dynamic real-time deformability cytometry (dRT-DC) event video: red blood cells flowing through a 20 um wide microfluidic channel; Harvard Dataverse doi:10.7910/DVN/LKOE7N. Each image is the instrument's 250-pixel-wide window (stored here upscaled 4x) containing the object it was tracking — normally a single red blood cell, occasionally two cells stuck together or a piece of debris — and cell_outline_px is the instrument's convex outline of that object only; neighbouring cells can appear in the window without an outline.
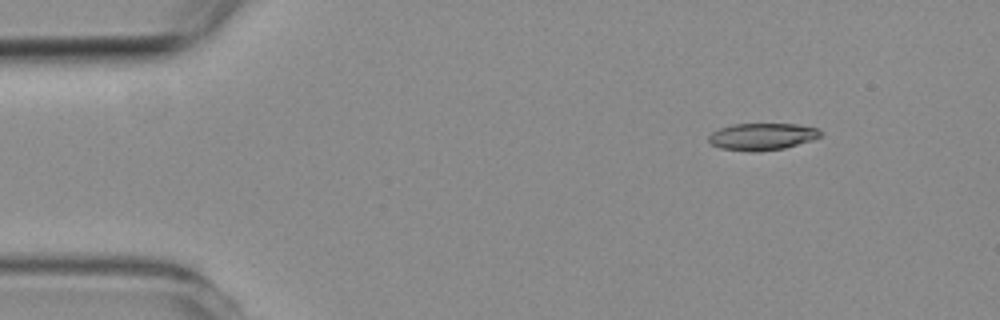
{"species": "common noctule bat (a hibernating species)", "species_latin": "Nyctalus noctula", "temperature_condition": "room temperature", "stored_images_in_passage": 5, "camera_frame_rate_fps": 3000, "um_per_image_px": 0.085, "animal": {"sex": "female", "body_mass_g": 19.3, "forearm_length_mm": 54.1}, "frame": {"image": 1, "passage_image": 1, "time_ms": 0.0, "image_size_px": [1000, 320], "cell_outline_px": [[824, 136], [812, 140], [784, 148], [756, 152], [748, 152], [720, 148], [712, 144], [708, 140], [708, 136], [712, 132], [720, 128], [732, 124], [796, 124], [816, 128], [824, 132]], "centroid_in_image_um": [64.8, 11.61], "position_along_channel_um": 20.2, "area_um2": 17.74}}
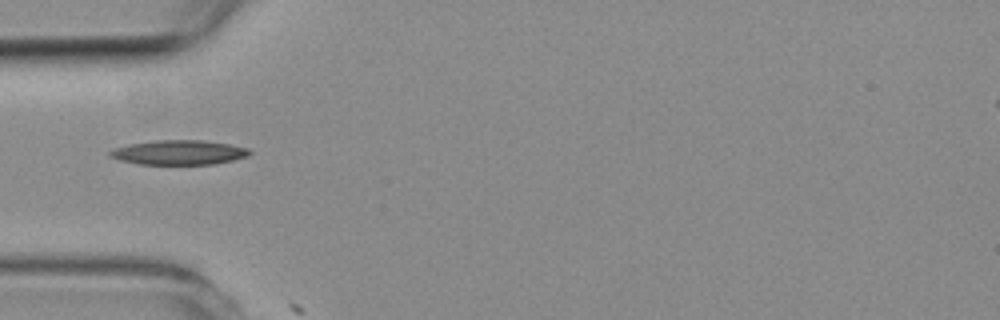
{"frame": {"image": 2, "passage_image": 3, "time_ms": 3.333, "image_size_px": [1000, 320], "cell_outline_px": [[252, 152], [248, 156], [232, 160], [212, 164], [140, 164], [120, 160], [108, 156], [108, 152], [116, 148], [132, 144], [156, 140], [200, 140], [228, 144], [248, 148]], "centroid_in_image_um": [15.21, 12.96], "position_along_channel_um": 69.8, "area_um2": 19.71}}
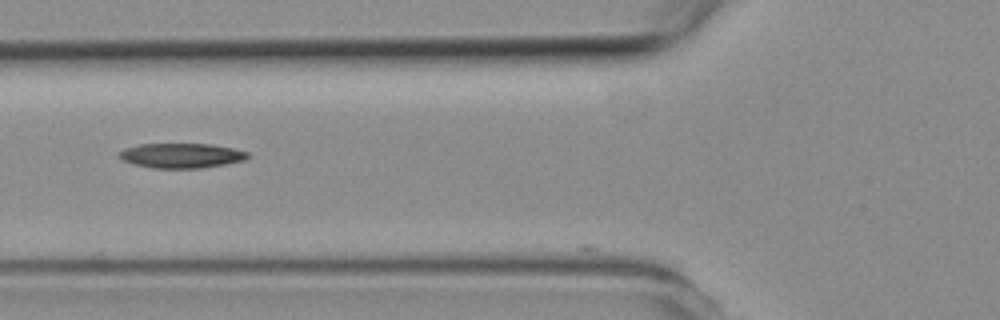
{"frame": {"image": 3, "passage_image": 4, "time_ms": 4.333, "image_size_px": [1000, 320], "cell_outline_px": [[248, 156], [244, 160], [224, 164], [200, 168], [152, 168], [136, 164], [124, 160], [116, 156], [124, 148], [140, 144], [208, 144], [232, 148], [248, 152]], "centroid_in_image_um": [15.39, 13.22], "position_along_channel_um": 110.4, "area_um2": 18.32}}